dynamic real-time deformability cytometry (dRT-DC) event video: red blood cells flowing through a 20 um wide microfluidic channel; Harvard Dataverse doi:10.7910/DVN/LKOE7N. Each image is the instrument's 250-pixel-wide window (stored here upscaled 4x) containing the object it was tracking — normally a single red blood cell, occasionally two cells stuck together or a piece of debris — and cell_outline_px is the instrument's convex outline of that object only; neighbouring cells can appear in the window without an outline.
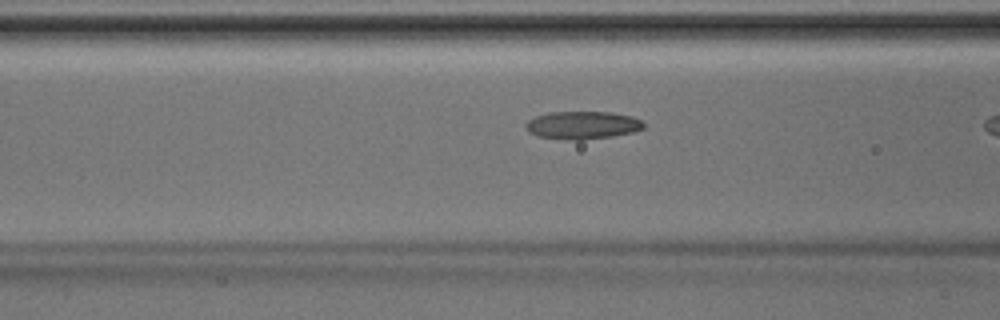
{"species": "Egyptian fruit bat (a non-hibernating species)", "species_latin": "Rousettus aegyptiacus", "temperature_condition": "room temperature", "stored_images_in_passage": 9, "camera_frame_rate_fps": 3000, "um_per_image_px": 0.085, "animal": {"sex": "male"}, "frame": {"image": 1, "passage_image": 8, "time_ms": 2.333, "image_size_px": [1000, 320], "cell_outline_px": [[644, 128], [632, 132], [612, 136], [584, 140], [564, 140], [536, 136], [528, 132], [524, 128], [524, 124], [528, 120], [536, 116], [548, 112], [612, 112], [632, 116], [640, 120], [644, 124]], "centroid_in_image_um": [49.45, 10.64], "position_along_channel_um": 117.1, "area_um2": 19.36}}